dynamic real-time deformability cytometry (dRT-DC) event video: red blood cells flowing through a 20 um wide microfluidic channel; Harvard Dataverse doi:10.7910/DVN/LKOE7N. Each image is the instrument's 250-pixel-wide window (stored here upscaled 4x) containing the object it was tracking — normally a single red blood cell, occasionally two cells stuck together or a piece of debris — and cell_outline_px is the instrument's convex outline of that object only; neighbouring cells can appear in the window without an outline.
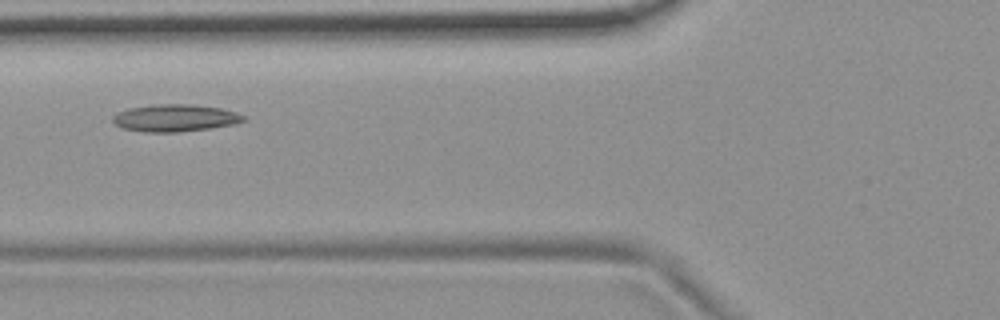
{"species": "common noctule bat (a hibernating species)", "species_latin": "Nyctalus noctula", "temperature_condition": "room temperature", "stored_images_in_passage": 40, "camera_frame_rate_fps": 3000, "um_per_image_px": 0.085, "animal": {"sex": "female", "body_mass_g": 19.9}, "frame": {"image": 1, "passage_image": 5, "time_ms": 1.333, "image_size_px": [1000, 320], "cell_outline_px": [[248, 120], [236, 124], [208, 128], [176, 132], [144, 132], [120, 128], [112, 120], [112, 116], [128, 108], [152, 104], [192, 104], [220, 108], [236, 112], [248, 116]], "centroid_in_image_um": [14.91, 10.02], "position_along_channel_um": 110.9, "area_um2": 20.92}}
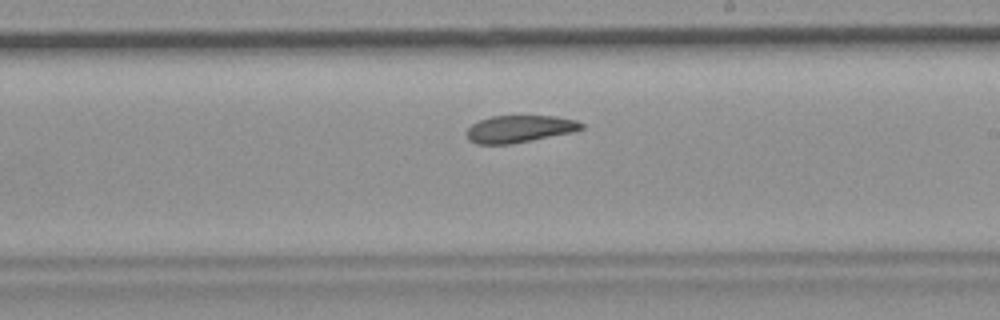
{"frame": {"image": 2, "passage_image": 16, "time_ms": 5.0, "image_size_px": [1000, 320], "cell_outline_px": [[584, 128], [576, 132], [512, 144], [476, 144], [468, 140], [468, 128], [472, 124], [480, 120], [492, 116], [556, 116], [576, 120], [584, 124]], "centroid_in_image_um": [44.21, 10.96], "position_along_channel_um": 244.8, "area_um2": 18.32}}
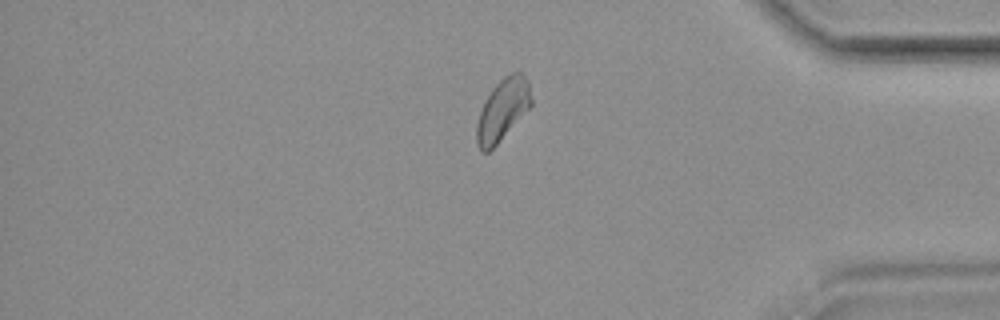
{"frame": {"image": 3, "passage_image": 30, "time_ms": 9.667, "image_size_px": [1000, 320], "cell_outline_px": [[532, 104], [496, 144], [488, 152], [480, 152], [476, 144], [476, 124], [480, 112], [492, 88], [504, 76], [512, 72], [524, 72], [528, 80], [532, 100]], "centroid_in_image_um": [42.72, 9.31], "position_along_channel_um": 392.5, "area_um2": 19.36}}